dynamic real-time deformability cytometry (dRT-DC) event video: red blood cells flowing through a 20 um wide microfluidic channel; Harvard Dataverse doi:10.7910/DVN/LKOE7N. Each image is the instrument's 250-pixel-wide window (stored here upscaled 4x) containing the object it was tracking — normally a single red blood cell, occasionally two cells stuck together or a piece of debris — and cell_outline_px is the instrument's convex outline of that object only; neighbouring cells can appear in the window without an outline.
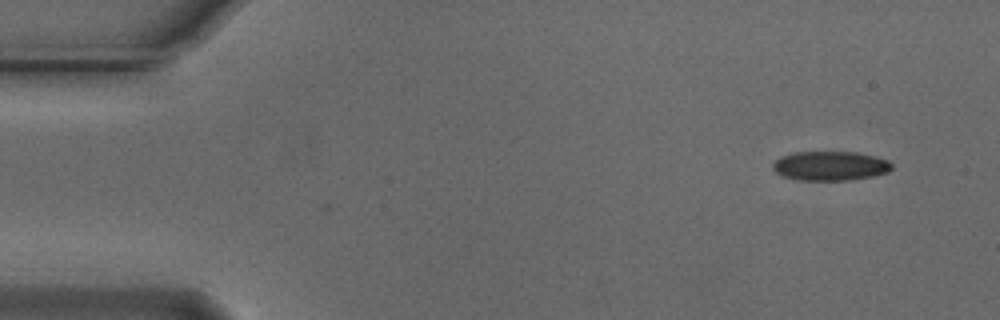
{"species": "Egyptian fruit bat (a non-hibernating species)", "species_latin": "Rousettus aegyptiacus", "temperature_condition": "cold", "stored_images_in_passage": 6, "camera_frame_rate_fps": 3000, "um_per_image_px": 0.085, "animal": {"sex": "male"}, "frame": {"image": 1, "passage_image": 6, "time_ms": 1.667, "image_size_px": [1000, 320], "cell_outline_px": [[892, 168], [888, 172], [872, 176], [852, 180], [796, 180], [784, 176], [776, 172], [772, 168], [772, 164], [780, 156], [796, 152], [856, 152], [876, 156], [888, 160], [892, 164]], "centroid_in_image_um": [70.58, 14.1], "position_along_channel_um": 14.4, "area_um2": 20.4}}